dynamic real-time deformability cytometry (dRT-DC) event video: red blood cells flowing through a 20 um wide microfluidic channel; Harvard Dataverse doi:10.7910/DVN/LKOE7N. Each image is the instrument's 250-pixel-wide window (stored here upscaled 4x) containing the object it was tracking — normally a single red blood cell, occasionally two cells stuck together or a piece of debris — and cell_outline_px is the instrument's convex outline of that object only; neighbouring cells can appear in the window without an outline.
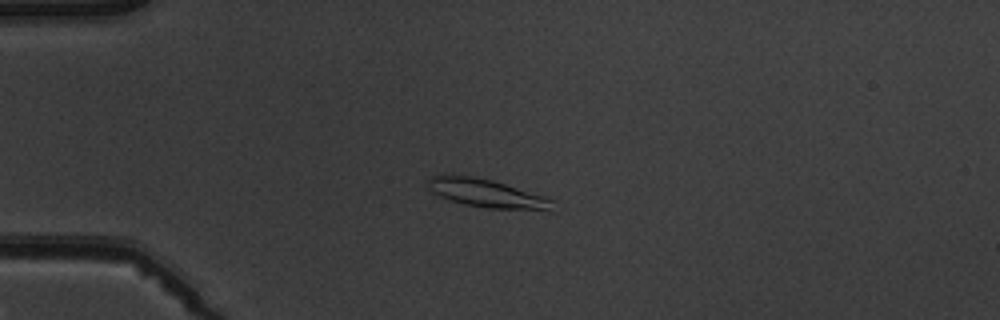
{"species": "common noctule bat (a hibernating species)", "species_latin": "Nyctalus noctula", "temperature_condition": "warm", "stored_images_in_passage": 7, "camera_frame_rate_fps": 3000, "um_per_image_px": 0.085, "animal": {"sex": "male", "body_mass_g": 19.5, "forearm_length_mm": 54.6}, "frame": {"image": 1, "passage_image": 4, "time_ms": 3.667, "image_size_px": [1000, 320], "cell_outline_px": [[552, 200], [548, 208], [488, 208], [464, 204], [440, 196], [432, 192], [424, 184], [432, 176], [444, 172], [472, 176], [492, 180], [548, 196]], "centroid_in_image_um": [41.19, 16.35], "position_along_channel_um": 43.8, "area_um2": 20.35}}
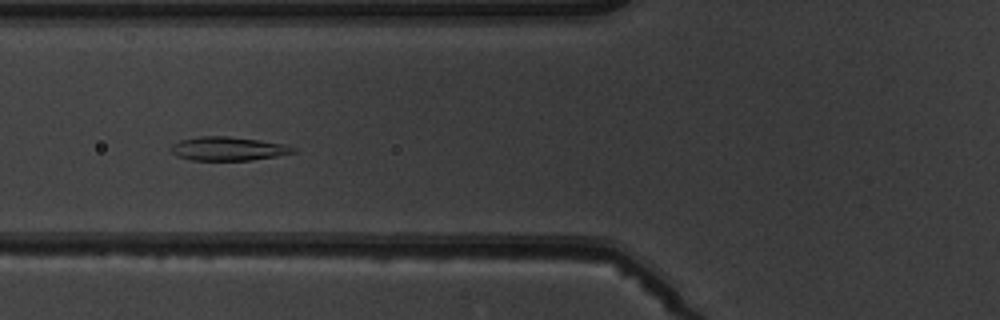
{"frame": {"image": 2, "passage_image": 6, "time_ms": 6.0, "image_size_px": [1000, 320], "cell_outline_px": [[296, 152], [276, 156], [252, 160], [192, 160], [176, 156], [172, 152], [172, 144], [180, 140], [200, 136], [228, 136], [260, 140], [284, 144], [296, 148]], "centroid_in_image_um": [19.4, 12.64], "position_along_channel_um": 106.4, "area_um2": 16.88}}
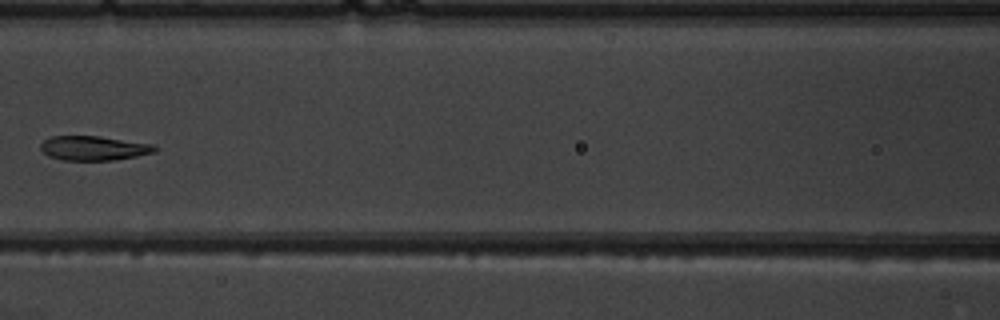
{"frame": {"image": 3, "passage_image": 7, "time_ms": 7.333, "image_size_px": [1000, 320], "cell_outline_px": [[156, 152], [116, 160], [64, 160], [48, 156], [40, 148], [40, 144], [44, 140], [52, 136], [100, 136], [152, 144], [156, 148]], "centroid_in_image_um": [7.95, 12.59], "position_along_channel_um": 158.6, "area_um2": 16.18}}